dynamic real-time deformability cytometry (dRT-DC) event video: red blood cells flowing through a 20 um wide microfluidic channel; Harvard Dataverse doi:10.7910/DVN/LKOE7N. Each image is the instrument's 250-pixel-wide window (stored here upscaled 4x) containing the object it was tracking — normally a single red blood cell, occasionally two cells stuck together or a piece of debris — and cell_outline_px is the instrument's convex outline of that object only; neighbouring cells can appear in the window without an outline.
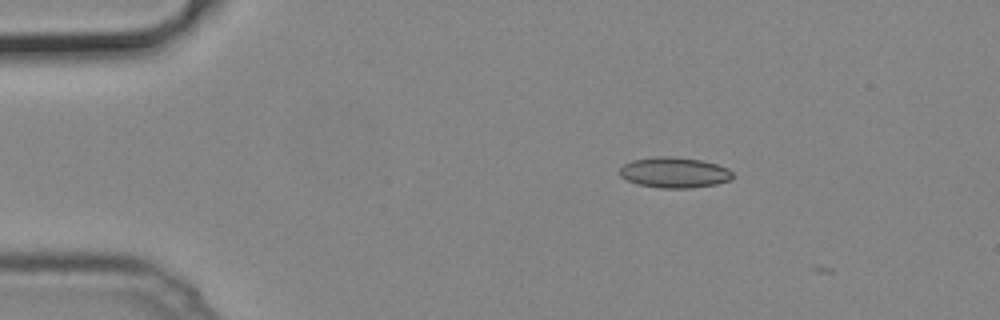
{"species": "common noctule bat (a hibernating species)", "species_latin": "Nyctalus noctula", "temperature_condition": "cold", "stored_images_in_passage": 4, "camera_frame_rate_fps": 3000, "um_per_image_px": 0.085, "animal": {"sex": "male", "body_mass_g": 19.2, "forearm_length_mm": 51.8}, "frame": {"image": 1, "passage_image": 2, "time_ms": 0.333, "image_size_px": [1000, 320], "cell_outline_px": [[732, 180], [716, 184], [692, 188], [660, 188], [636, 184], [620, 176], [620, 168], [624, 164], [632, 160], [656, 156], [672, 156], [700, 160], [716, 164], [728, 168], [732, 172]], "centroid_in_image_um": [57.32, 14.67], "position_along_channel_um": 27.7, "area_um2": 20.23}}